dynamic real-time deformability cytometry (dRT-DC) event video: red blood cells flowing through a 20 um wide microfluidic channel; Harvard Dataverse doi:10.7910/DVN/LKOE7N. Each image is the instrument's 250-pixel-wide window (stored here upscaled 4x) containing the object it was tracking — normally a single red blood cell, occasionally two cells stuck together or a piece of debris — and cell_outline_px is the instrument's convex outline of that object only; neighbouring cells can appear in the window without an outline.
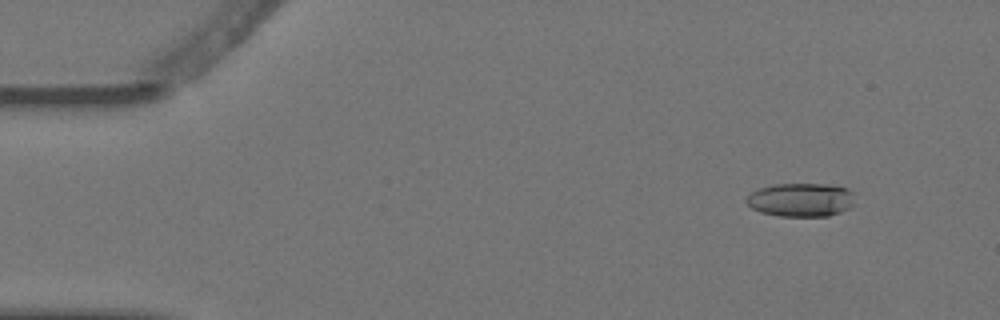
{"species": "Egyptian fruit bat (a non-hibernating species)", "species_latin": "Rousettus aegyptiacus", "temperature_condition": "warm", "stored_images_in_passage": 4, "camera_frame_rate_fps": 3000, "um_per_image_px": 0.085, "animal": {"sex": "female"}, "frame": {"image": 1, "passage_image": 1, "time_ms": 0.0, "image_size_px": [1000, 320], "cell_outline_px": [[852, 204], [848, 208], [840, 212], [828, 216], [780, 216], [760, 212], [752, 208], [744, 200], [752, 192], [760, 188], [772, 184], [824, 184], [848, 188], [852, 192]], "centroid_in_image_um": [68.04, 16.98], "position_along_channel_um": 17.0, "area_um2": 21.1}}